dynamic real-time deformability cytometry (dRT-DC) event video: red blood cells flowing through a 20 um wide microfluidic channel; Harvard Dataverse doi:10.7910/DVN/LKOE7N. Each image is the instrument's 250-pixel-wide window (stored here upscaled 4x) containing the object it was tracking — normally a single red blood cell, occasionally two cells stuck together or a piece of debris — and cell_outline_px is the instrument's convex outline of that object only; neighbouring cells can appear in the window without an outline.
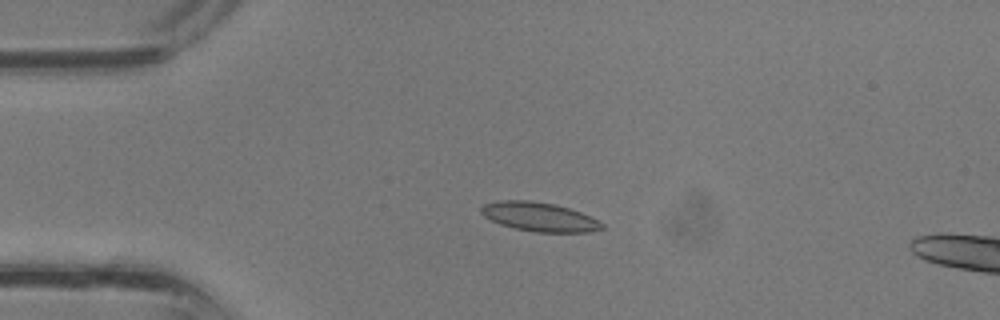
{"species": "common noctule bat (a hibernating species)", "species_latin": "Nyctalus noctula", "temperature_condition": "room temperature", "stored_images_in_passage": 6, "camera_frame_rate_fps": 3000, "um_per_image_px": 0.085, "animal": {"sex": "male", "body_mass_g": 13.3}, "frame": {"image": 1, "passage_image": 3, "time_ms": 0.667, "image_size_px": [1000, 320], "cell_outline_px": [[604, 228], [592, 232], [536, 232], [516, 228], [500, 224], [484, 216], [480, 212], [480, 208], [484, 204], [500, 200], [528, 200], [552, 204], [568, 208], [580, 212], [604, 224]], "centroid_in_image_um": [45.83, 18.43], "position_along_channel_um": 39.2, "area_um2": 20.17}}